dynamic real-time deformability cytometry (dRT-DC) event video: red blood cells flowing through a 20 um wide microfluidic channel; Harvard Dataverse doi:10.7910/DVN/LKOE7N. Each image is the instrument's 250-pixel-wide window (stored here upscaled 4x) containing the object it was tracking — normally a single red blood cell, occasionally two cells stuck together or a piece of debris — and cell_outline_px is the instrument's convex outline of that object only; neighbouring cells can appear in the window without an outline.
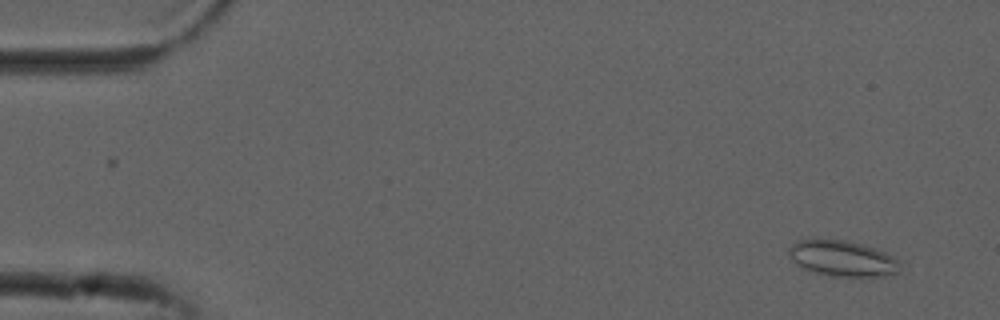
{"species": "common noctule bat (a hibernating species)", "species_latin": "Nyctalus noctula", "temperature_condition": "cold", "stored_images_in_passage": 54, "camera_frame_rate_fps": 3000, "um_per_image_px": 0.085, "animal": {"sex": "male", "forearm_length_mm": 52.5}, "frame": {"image": 1, "passage_image": 4, "time_ms": 1.0, "image_size_px": [1000, 320], "cell_outline_px": [[900, 272], [872, 280], [828, 276], [800, 268], [792, 260], [788, 252], [788, 248], [792, 244], [800, 240], [820, 236], [848, 240], [876, 248], [900, 260]], "centroid_in_image_um": [71.63, 21.99], "position_along_channel_um": 13.4, "area_um2": 24.85}}
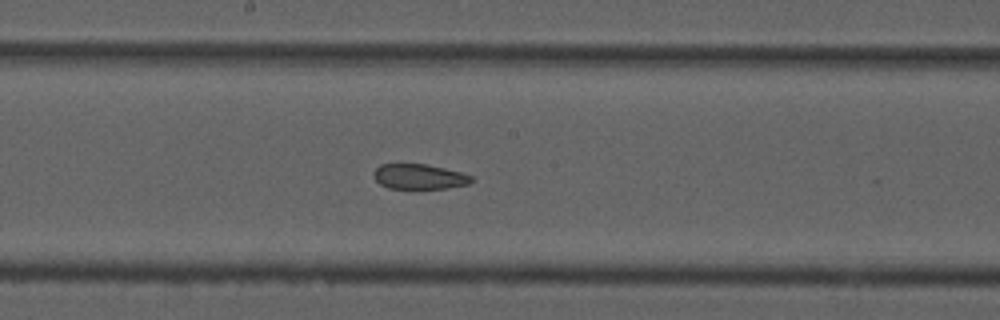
{"frame": {"image": 2, "passage_image": 29, "time_ms": 9.333, "image_size_px": [1000, 320], "cell_outline_px": [[472, 180], [468, 184], [448, 188], [388, 188], [380, 184], [372, 176], [372, 172], [380, 164], [424, 164], [444, 168], [460, 172], [472, 176]], "centroid_in_image_um": [35.59, 15.01], "position_along_channel_um": 212.6, "area_um2": 14.22}}
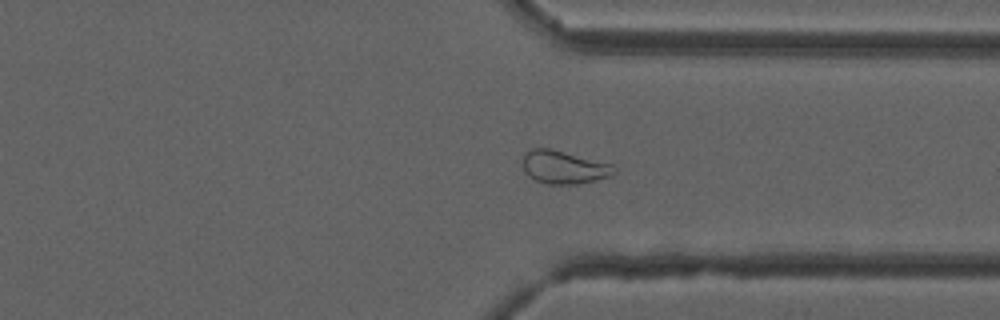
{"frame": {"image": 3, "passage_image": 41, "time_ms": 13.333, "image_size_px": [1000, 320], "cell_outline_px": [[616, 172], [612, 176], [580, 184], [548, 184], [536, 180], [528, 176], [524, 172], [520, 160], [524, 152], [532, 148], [548, 148], [612, 164], [616, 168]], "centroid_in_image_um": [47.89, 14.22], "position_along_channel_um": 363.5, "area_um2": 17.86}, "authors_computed_cell_mechanics": {"area_um2": 19.7676, "velocity_mm_per_s": 3.7678, "shape_relaxation_time_tau1_ms": null, "shape_relaxation_time_tau2_ms": 2.0112, "deformation_change_tau1": null, "deformation_change_tau2": 0.0861}}